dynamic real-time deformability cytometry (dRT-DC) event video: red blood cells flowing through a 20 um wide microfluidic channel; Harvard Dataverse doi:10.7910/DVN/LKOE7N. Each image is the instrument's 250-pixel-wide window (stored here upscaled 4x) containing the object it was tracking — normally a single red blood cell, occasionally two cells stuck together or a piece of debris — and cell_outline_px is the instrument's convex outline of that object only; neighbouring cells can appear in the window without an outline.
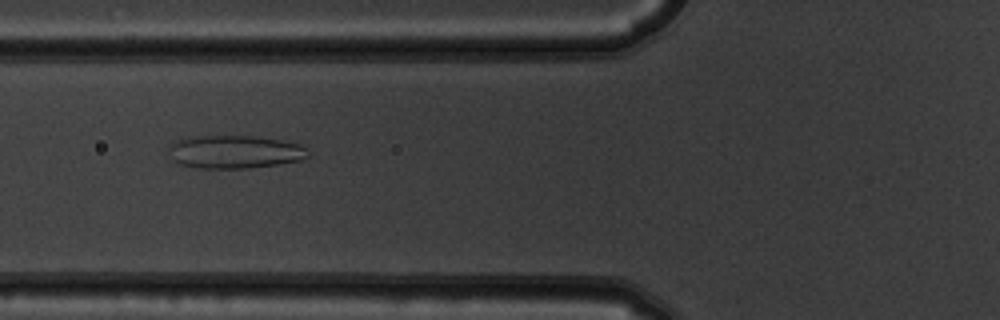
{"species": "common noctule bat (a hibernating species)", "species_latin": "Nyctalus noctula", "temperature_condition": "warm", "stored_images_in_passage": 5, "camera_frame_rate_fps": 3000, "um_per_image_px": 0.085, "animal": {"sex": "male", "body_mass_g": 19.5, "forearm_length_mm": 54.6}, "frame": {"image": 1, "passage_image": 3, "time_ms": 0.667, "image_size_px": [1000, 320], "cell_outline_px": [[308, 156], [300, 160], [276, 164], [248, 168], [196, 168], [180, 164], [172, 160], [168, 148], [168, 144], [172, 140], [188, 136], [252, 136], [280, 140], [300, 144], [308, 148]], "centroid_in_image_um": [19.87, 12.9], "position_along_channel_um": 105.9, "area_um2": 27.11}}